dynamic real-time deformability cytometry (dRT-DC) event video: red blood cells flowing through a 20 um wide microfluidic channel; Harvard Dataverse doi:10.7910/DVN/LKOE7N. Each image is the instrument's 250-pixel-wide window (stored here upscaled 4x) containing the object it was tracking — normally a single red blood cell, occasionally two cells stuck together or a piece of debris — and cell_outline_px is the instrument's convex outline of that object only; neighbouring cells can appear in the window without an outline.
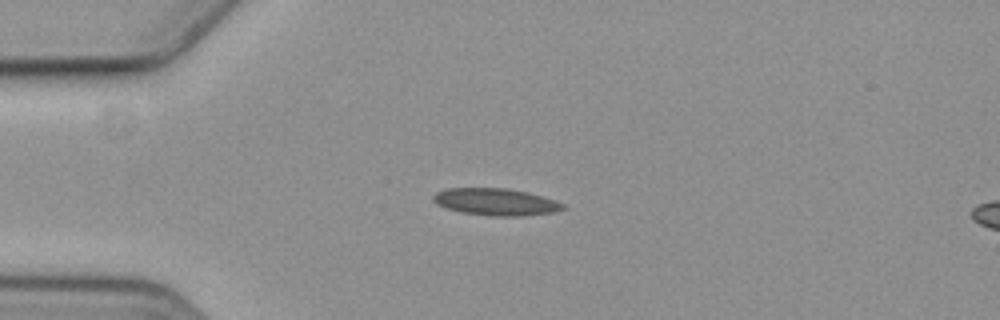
{"species": "common noctule bat (a hibernating species)", "species_latin": "Nyctalus noctula", "temperature_condition": "cold", "stored_images_in_passage": 3, "segment_of_instrument_passage": [1, 2], "camera_frame_rate_fps": 3000, "um_per_image_px": 0.085, "animal": {"sex": "female", "body_mass_g": 19.3, "forearm_length_mm": 54.1}, "frame": {"image": 1, "passage_image": 1, "time_ms": 0.0, "image_size_px": [1000, 320], "cell_outline_px": [[568, 208], [556, 212], [524, 216], [488, 216], [460, 212], [444, 208], [436, 204], [432, 200], [432, 196], [436, 192], [448, 188], [504, 188], [528, 192], [564, 204]], "centroid_in_image_um": [42.11, 17.17], "position_along_channel_um": 42.9, "area_um2": 20.63}}